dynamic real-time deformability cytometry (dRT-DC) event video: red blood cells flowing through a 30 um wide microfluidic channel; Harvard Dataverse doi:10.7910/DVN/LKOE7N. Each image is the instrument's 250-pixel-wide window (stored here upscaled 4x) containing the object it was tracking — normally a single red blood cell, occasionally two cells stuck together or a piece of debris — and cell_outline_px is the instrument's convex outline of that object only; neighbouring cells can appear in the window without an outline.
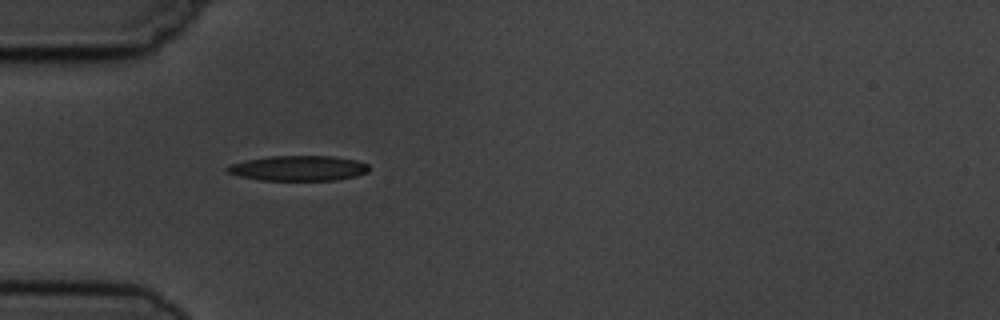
{"species": "common noctule bat (a hibernating species)", "species_latin": "Nyctalus noctula", "temperature_condition": "cold", "stored_images_in_passage": 6, "camera_frame_rate_fps": 3000, "um_per_image_px": 0.085, "animal": {"sex": "male", "body_mass_g": 19.5, "forearm_length_mm": 54.6}, "frame": {"image": 1, "passage_image": 5, "time_ms": 4.667, "image_size_px": [1000, 320], "cell_outline_px": [[368, 172], [356, 176], [336, 180], [260, 180], [240, 176], [228, 172], [224, 168], [228, 164], [268, 156], [332, 156], [356, 160], [368, 164]], "centroid_in_image_um": [25.36, 14.3], "position_along_channel_um": 59.6, "area_um2": 20.75}}
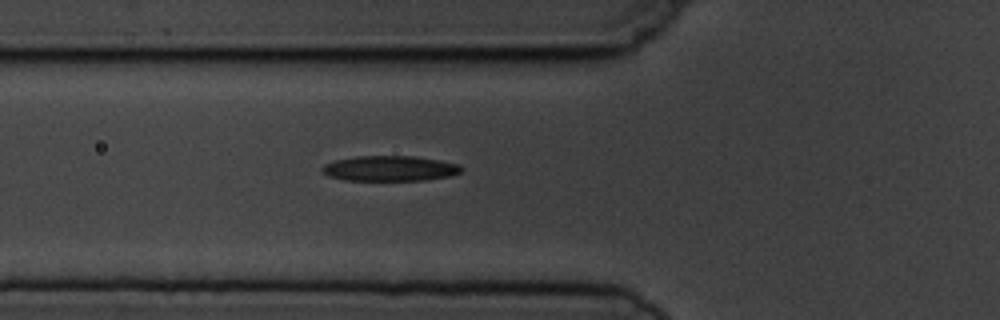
{"frame": {"image": 2, "passage_image": 6, "time_ms": 5.667, "image_size_px": [1000, 320], "cell_outline_px": [[464, 168], [460, 172], [452, 176], [424, 180], [344, 180], [328, 176], [320, 172], [320, 168], [324, 164], [336, 160], [356, 156], [416, 156], [460, 164]], "centroid_in_image_um": [33.13, 14.32], "position_along_channel_um": 92.7, "area_um2": 20.69}}